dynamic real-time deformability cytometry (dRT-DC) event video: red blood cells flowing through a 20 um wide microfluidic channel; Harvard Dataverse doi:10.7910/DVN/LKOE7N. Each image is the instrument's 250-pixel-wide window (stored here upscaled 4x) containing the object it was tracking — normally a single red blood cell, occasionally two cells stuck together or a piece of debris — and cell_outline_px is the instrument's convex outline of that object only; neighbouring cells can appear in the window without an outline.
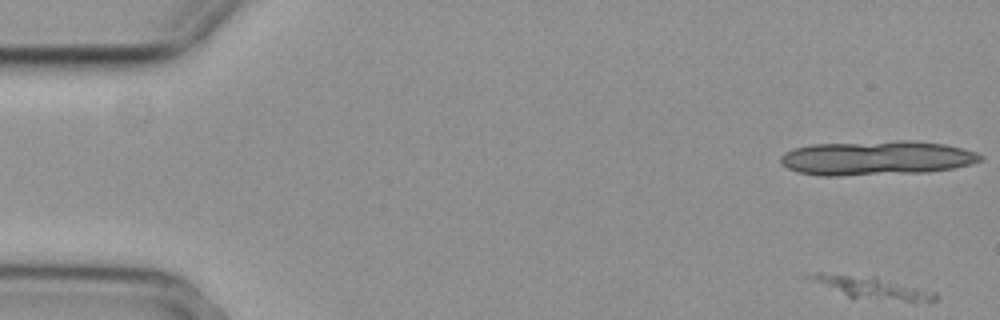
{"species": "common noctule bat (a hibernating species)", "species_latin": "Nyctalus noctula", "temperature_condition": "cold", "stored_images_in_passage": 7, "camera_frame_rate_fps": 3000, "um_per_image_px": 0.085, "animal": {"sex": "female", "body_mass_g": 29.2, "forearm_length_mm": 56.3}, "frame": {"image": 1, "passage_image": 1, "time_ms": 0.0, "image_size_px": [1000, 320], "cell_outline_px": [[936, 300], [912, 304], [848, 296], [804, 276], [816, 272], [824, 272], [876, 276], [936, 292]], "centroid_in_image_um": [74.23, 24.46], "position_along_channel_um": 10.8, "area_um2": 16.47}}